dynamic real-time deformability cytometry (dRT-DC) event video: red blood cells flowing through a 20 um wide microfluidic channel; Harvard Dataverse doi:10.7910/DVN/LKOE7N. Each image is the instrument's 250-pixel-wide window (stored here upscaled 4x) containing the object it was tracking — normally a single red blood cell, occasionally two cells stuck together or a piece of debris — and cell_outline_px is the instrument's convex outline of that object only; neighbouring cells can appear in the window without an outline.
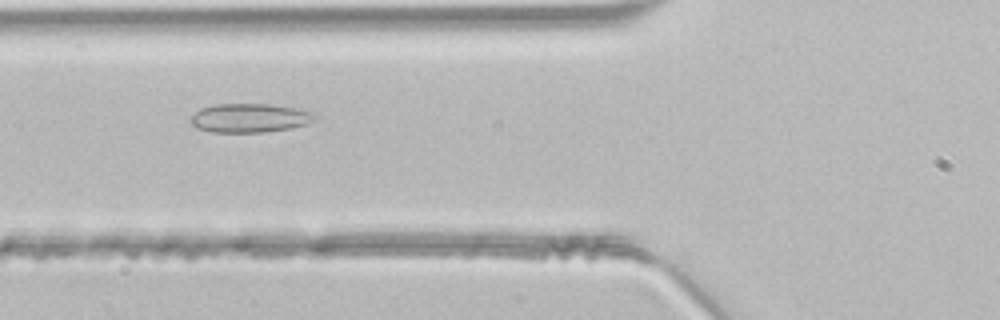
{"species": "common noctule bat (a hibernating species)", "species_latin": "Nyctalus noctula", "temperature_condition": "room temperature", "stored_images_in_passage": 37, "segment_of_instrument_passage": [1, 2], "camera_frame_rate_fps": 3000, "um_per_image_px": 0.085, "animal": {"sex": "male", "body_mass_g": 21.5, "forearm_length_mm": 52.0}, "frame": {"image": 1, "passage_image": 8, "time_ms": 2.333, "image_size_px": [1000, 320], "cell_outline_px": [[316, 116], [312, 120], [304, 124], [288, 128], [264, 132], [212, 132], [196, 128], [188, 120], [200, 108], [216, 104], [268, 104], [292, 108], [312, 112]], "centroid_in_image_um": [21.13, 10.03], "position_along_channel_um": 104.7, "area_um2": 20.58}}
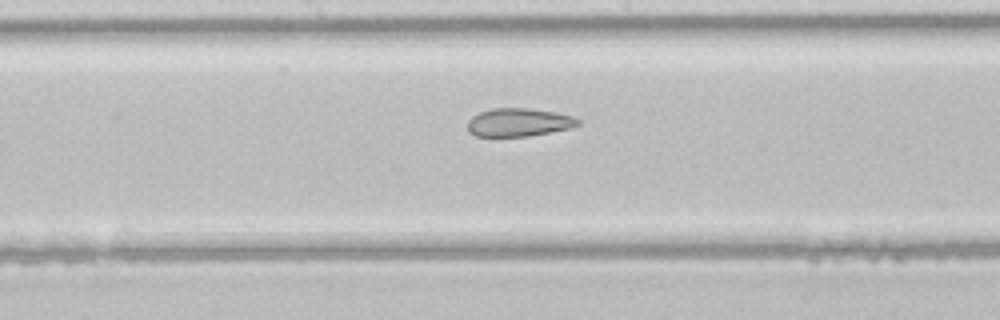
{"frame": {"image": 2, "passage_image": 15, "time_ms": 4.667, "image_size_px": [1000, 320], "cell_outline_px": [[580, 124], [572, 128], [528, 136], [476, 136], [468, 132], [468, 120], [472, 116], [480, 112], [492, 108], [528, 108], [556, 112], [572, 116], [580, 120]], "centroid_in_image_um": [44.1, 10.4], "position_along_channel_um": 204.1, "area_um2": 18.21}}
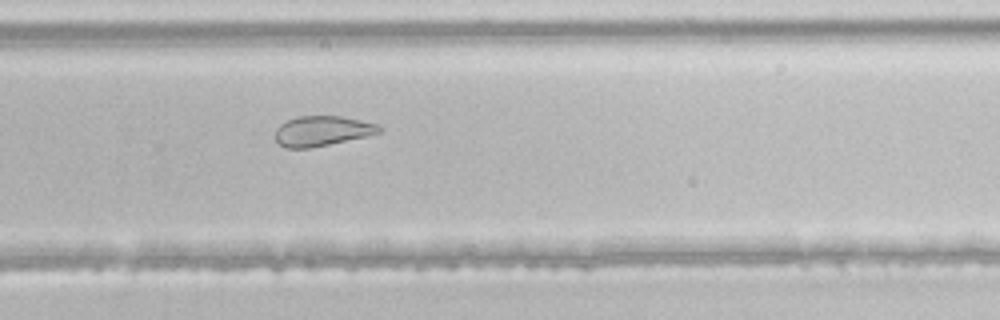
{"frame": {"image": 3, "passage_image": 22, "time_ms": 7.0, "image_size_px": [1000, 320], "cell_outline_px": [[384, 128], [380, 132], [364, 136], [328, 144], [308, 148], [284, 148], [276, 140], [276, 128], [280, 124], [288, 120], [300, 116], [340, 116], [360, 120], [376, 124]], "centroid_in_image_um": [27.36, 11.12], "position_along_channel_um": 302.4, "area_um2": 17.86}}